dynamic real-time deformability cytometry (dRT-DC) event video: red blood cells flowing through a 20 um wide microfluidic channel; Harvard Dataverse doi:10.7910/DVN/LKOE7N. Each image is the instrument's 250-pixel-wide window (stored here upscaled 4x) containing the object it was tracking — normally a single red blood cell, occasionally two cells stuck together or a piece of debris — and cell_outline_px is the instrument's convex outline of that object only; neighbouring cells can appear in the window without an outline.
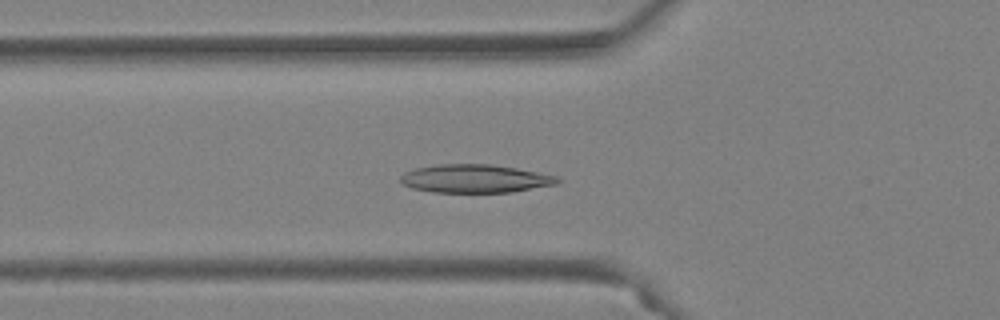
{"species": "Egyptian fruit bat (a non-hibernating species)", "species_latin": "Rousettus aegyptiacus", "temperature_condition": "warm", "stored_images_in_passage": 48, "camera_frame_rate_fps": 3000, "um_per_image_px": 0.085, "animal": {"sex": "female"}, "frame": {"image": 1, "passage_image": 17, "time_ms": 5.333, "image_size_px": [1000, 320], "cell_outline_px": [[560, 180], [556, 184], [512, 192], [432, 192], [412, 188], [404, 184], [400, 180], [400, 176], [404, 172], [416, 168], [440, 164], [488, 164], [516, 168], [560, 176]], "centroid_in_image_um": [40.39, 15.18], "position_along_channel_um": 85.4, "area_um2": 25.78}}
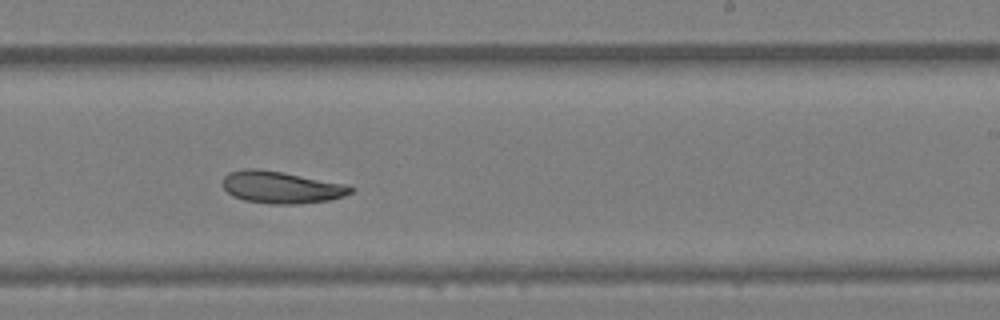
{"frame": {"image": 2, "passage_image": 30, "time_ms": 9.667, "image_size_px": [1000, 320], "cell_outline_px": [[356, 188], [352, 192], [344, 196], [328, 200], [300, 204], [272, 204], [244, 200], [232, 196], [224, 188], [224, 176], [228, 172], [244, 168], [260, 168], [284, 172], [348, 184]], "centroid_in_image_um": [23.94, 15.91], "position_along_channel_um": 265.1, "area_um2": 24.22}}
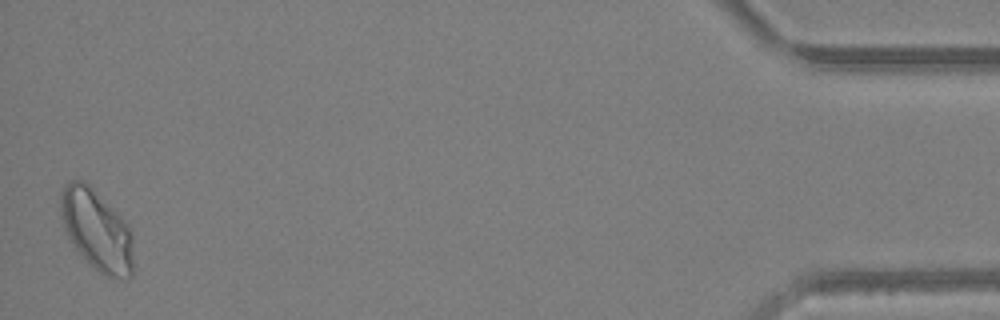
{"frame": {"image": 3, "passage_image": 48, "time_ms": 15.667, "image_size_px": [1000, 320], "cell_outline_px": [[132, 276], [104, 276], [88, 264], [68, 240], [60, 216], [60, 196], [68, 180], [84, 180], [132, 228]], "centroid_in_image_um": [8.18, 19.55], "position_along_channel_um": 427.0, "area_um2": 34.22}, "authors_computed_cell_mechanics": {"area_um2": 26.2412, "velocity_mm_per_s": 4.1499, "shape_relaxation_time_tau1_ms": 6.2439, "shape_relaxation_time_tau2_ms": null, "deformation_change_tau1": 0.1426, "deformation_change_tau2": null}}